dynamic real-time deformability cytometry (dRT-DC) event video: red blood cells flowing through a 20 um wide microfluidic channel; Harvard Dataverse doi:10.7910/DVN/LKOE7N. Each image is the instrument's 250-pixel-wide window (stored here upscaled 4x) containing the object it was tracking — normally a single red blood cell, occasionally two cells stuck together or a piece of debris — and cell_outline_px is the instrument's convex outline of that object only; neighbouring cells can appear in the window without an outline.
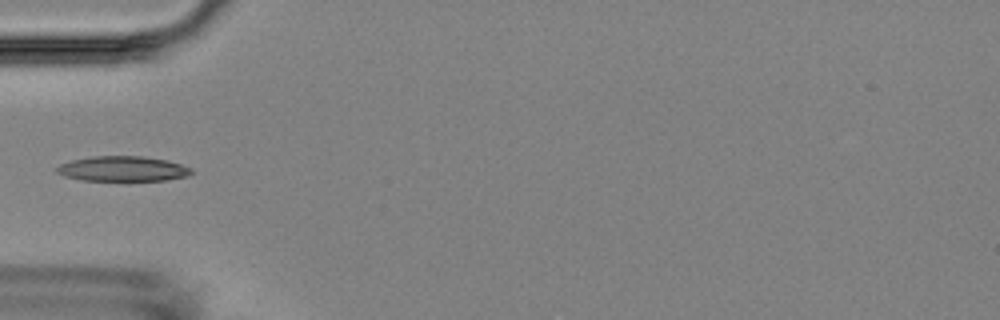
{"species": "Egyptian fruit bat (a non-hibernating species)", "species_latin": "Rousettus aegyptiacus", "temperature_condition": "room temperature", "stored_images_in_passage": 5, "camera_frame_rate_fps": 3000, "um_per_image_px": 0.085, "animal": {"sex": "female"}, "frame": {"image": 1, "passage_image": 5, "time_ms": 5.667, "image_size_px": [1000, 320], "cell_outline_px": [[192, 172], [188, 176], [168, 180], [80, 180], [64, 176], [56, 172], [56, 168], [60, 164], [72, 160], [92, 156], [144, 156], [168, 160], [192, 168]], "centroid_in_image_um": [10.44, 14.34], "position_along_channel_um": 74.6, "area_um2": 19.71}}